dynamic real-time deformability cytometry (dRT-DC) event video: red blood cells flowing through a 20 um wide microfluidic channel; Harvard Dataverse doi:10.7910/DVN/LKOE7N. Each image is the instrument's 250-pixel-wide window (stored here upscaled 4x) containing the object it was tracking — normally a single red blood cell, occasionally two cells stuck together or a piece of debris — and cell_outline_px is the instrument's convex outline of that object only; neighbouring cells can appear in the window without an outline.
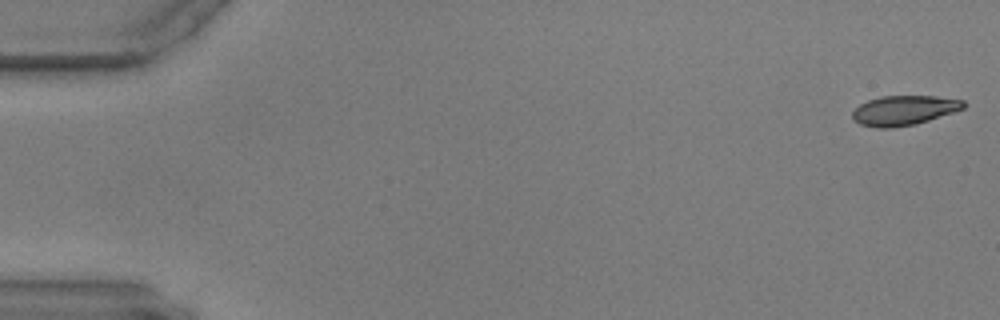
{"species": "common noctule bat (a hibernating species)", "species_latin": "Nyctalus noctula", "temperature_condition": "warm", "stored_images_in_passage": 58, "camera_frame_rate_fps": 3000, "um_per_image_px": 0.085, "animal": {"sex": "male", "body_mass_g": 17.9, "forearm_length_mm": 54.2}, "frame": {"image": 1, "passage_image": 1, "time_ms": 0.0, "image_size_px": [1000, 320], "cell_outline_px": [[968, 104], [964, 108], [916, 124], [892, 128], [876, 128], [860, 124], [852, 120], [852, 112], [860, 104], [868, 100], [880, 96], [936, 96], [964, 100]], "centroid_in_image_um": [76.82, 9.38], "position_along_channel_um": 8.2, "area_um2": 19.31}}
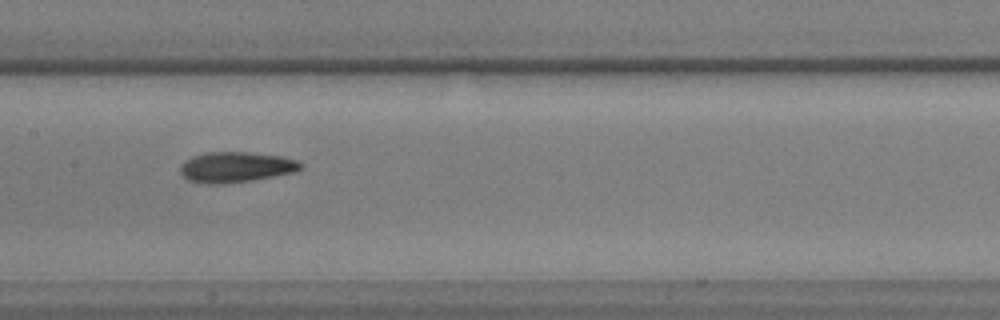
{"frame": {"image": 2, "passage_image": 29, "time_ms": 9.333, "image_size_px": [1000, 320], "cell_outline_px": [[304, 168], [292, 172], [252, 180], [220, 184], [208, 184], [188, 180], [180, 172], [180, 164], [184, 160], [192, 156], [208, 152], [248, 152], [280, 156], [296, 160], [304, 164]], "centroid_in_image_um": [20.03, 14.2], "position_along_channel_um": 187.4, "area_um2": 21.33}}
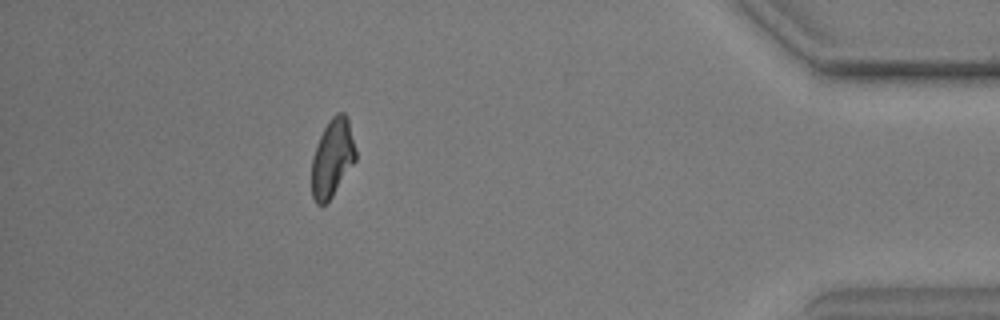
{"frame": {"image": 3, "passage_image": 52, "time_ms": 17.0, "image_size_px": [1000, 320], "cell_outline_px": [[356, 160], [332, 196], [324, 204], [316, 204], [312, 196], [312, 156], [320, 136], [328, 120], [336, 112], [344, 112], [348, 120], [356, 148]], "centroid_in_image_um": [28.25, 13.4], "position_along_channel_um": 407.0, "area_um2": 19.88}}